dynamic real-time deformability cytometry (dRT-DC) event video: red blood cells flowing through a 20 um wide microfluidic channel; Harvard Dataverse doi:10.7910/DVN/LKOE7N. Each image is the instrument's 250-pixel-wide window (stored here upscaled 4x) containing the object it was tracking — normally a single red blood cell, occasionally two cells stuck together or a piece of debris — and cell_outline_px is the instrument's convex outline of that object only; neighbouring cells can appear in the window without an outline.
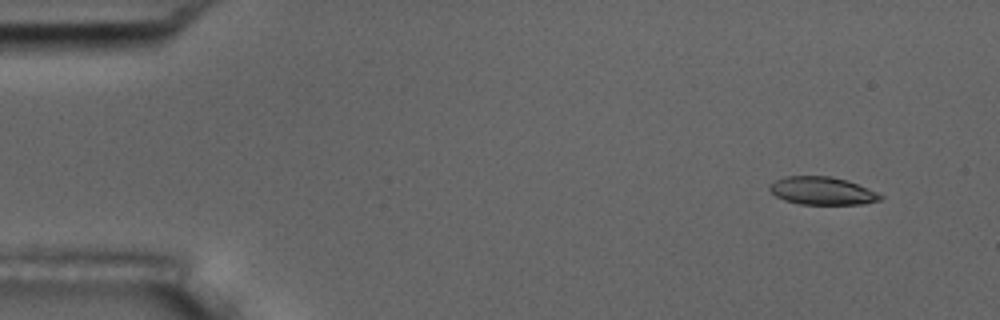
{"species": "common noctule bat (a hibernating species)", "species_latin": "Nyctalus noctula", "temperature_condition": "room temperature", "stored_images_in_passage": 14, "camera_frame_rate_fps": 3000, "um_per_image_px": 0.085, "animal": {"sex": "male", "body_mass_g": 17.5, "forearm_length_mm": 52.3}, "frame": {"image": 1, "passage_image": 1, "time_ms": 0.0, "image_size_px": [1000, 320], "cell_outline_px": [[884, 196], [880, 200], [864, 204], [800, 204], [784, 200], [776, 196], [768, 188], [768, 184], [784, 176], [832, 176], [848, 180], [876, 192]], "centroid_in_image_um": [69.87, 16.21], "position_along_channel_um": 15.1, "area_um2": 18.03}}
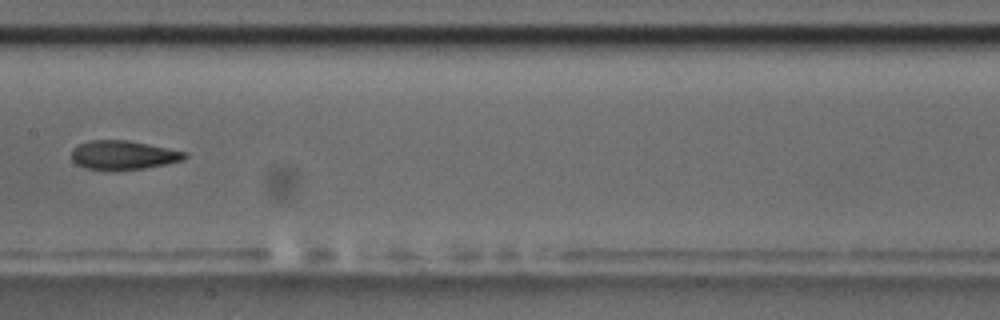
{"frame": {"image": 2, "passage_image": 7, "time_ms": 8.0, "image_size_px": [1000, 320], "cell_outline_px": [[188, 156], [184, 160], [144, 168], [116, 172], [84, 168], [76, 164], [72, 160], [72, 148], [80, 144], [92, 140], [128, 140], [188, 152]], "centroid_in_image_um": [10.47, 13.2], "position_along_channel_um": 196.9, "area_um2": 19.48}}
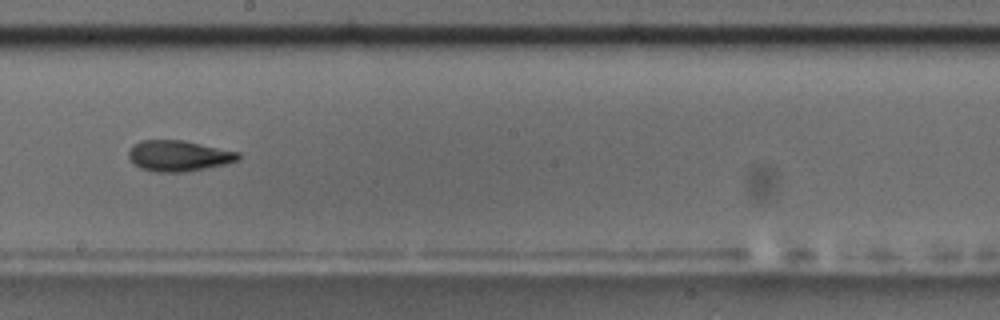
{"frame": {"image": 3, "passage_image": 8, "time_ms": 9.0, "image_size_px": [1000, 320], "cell_outline_px": [[240, 156], [236, 160], [228, 164], [184, 172], [156, 172], [140, 168], [128, 156], [128, 152], [132, 144], [140, 140], [184, 140], [240, 152]], "centroid_in_image_um": [15.18, 13.24], "position_along_channel_um": 233.0, "area_um2": 19.77}, "authors_computed_cell_mechanics": {"area_um2": 19.7676, "velocity_mm_per_s": 3.6273, "shape_relaxation_time_tau1_ms": 3.6453, "shape_relaxation_time_tau2_ms": 3.5589, "deformation_change_tau1": 0.1449, "deformation_change_tau2": 0.1205}}